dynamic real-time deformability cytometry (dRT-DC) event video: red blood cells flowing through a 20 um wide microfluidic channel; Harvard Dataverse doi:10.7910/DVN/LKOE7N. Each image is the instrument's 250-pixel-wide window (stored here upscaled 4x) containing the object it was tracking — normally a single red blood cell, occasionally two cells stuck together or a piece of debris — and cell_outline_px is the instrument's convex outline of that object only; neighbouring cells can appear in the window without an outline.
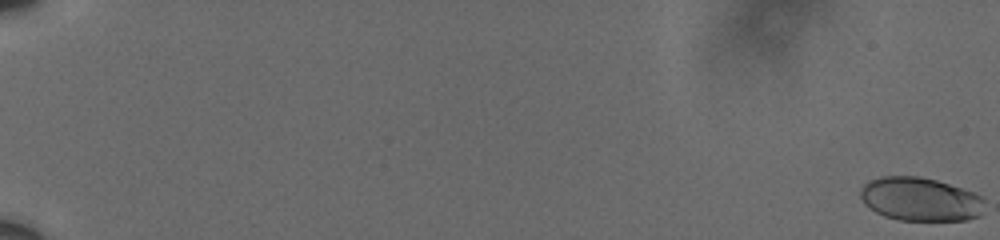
{"species": "human", "species_latin": "Homo sapiens", "temperature_condition": "cold", "stored_images_in_passage": 62, "camera_frame_rate_fps": 3000, "um_per_image_px": 0.085, "donor": {"sex": "male"}, "frame": {"image": 1, "passage_image": 1, "time_ms": 0.0, "image_size_px": [1000, 240], "cell_outline_px": [[984, 200], [980, 216], [964, 220], [900, 220], [884, 216], [876, 212], [864, 204], [860, 196], [860, 188], [868, 180], [880, 176], [920, 176], [936, 180], [972, 192], [980, 196]], "centroid_in_image_um": [78.17, 16.92], "position_along_channel_um": 6.8, "area_um2": 31.5}}
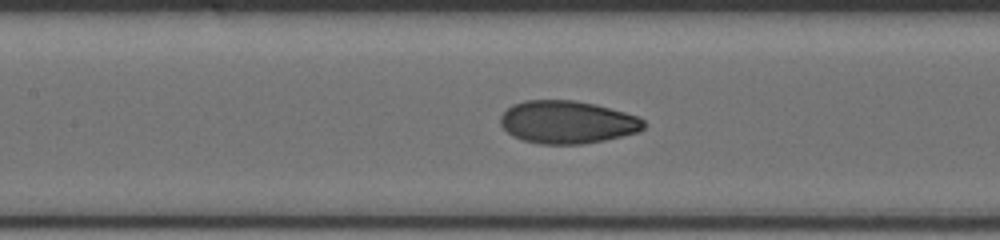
{"frame": {"image": 2, "passage_image": 33, "time_ms": 10.667, "image_size_px": [1000, 240], "cell_outline_px": [[644, 128], [640, 132], [604, 140], [580, 144], [540, 144], [524, 140], [512, 136], [500, 124], [500, 116], [512, 104], [524, 100], [572, 100], [592, 104], [624, 112], [636, 116], [644, 120]], "centroid_in_image_um": [48.2, 10.38], "position_along_channel_um": 159.2, "area_um2": 35.55}}
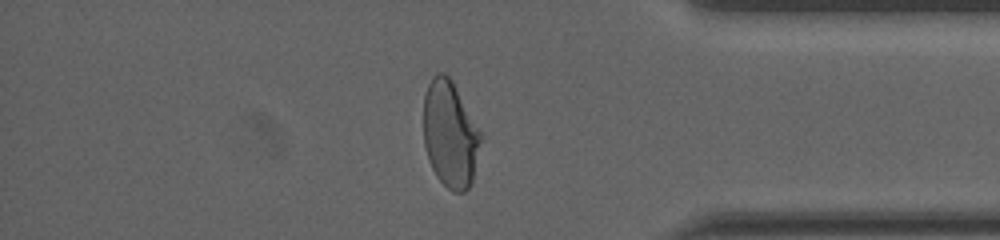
{"frame": {"image": 3, "passage_image": 54, "time_ms": 17.667, "image_size_px": [1000, 240], "cell_outline_px": [[480, 140], [472, 180], [468, 188], [464, 192], [452, 192], [436, 176], [428, 160], [424, 144], [424, 96], [428, 84], [432, 76], [436, 72], [444, 72], [452, 80], [480, 132]], "centroid_in_image_um": [38.22, 11.4], "position_along_channel_um": 397.0, "area_um2": 35.03}}